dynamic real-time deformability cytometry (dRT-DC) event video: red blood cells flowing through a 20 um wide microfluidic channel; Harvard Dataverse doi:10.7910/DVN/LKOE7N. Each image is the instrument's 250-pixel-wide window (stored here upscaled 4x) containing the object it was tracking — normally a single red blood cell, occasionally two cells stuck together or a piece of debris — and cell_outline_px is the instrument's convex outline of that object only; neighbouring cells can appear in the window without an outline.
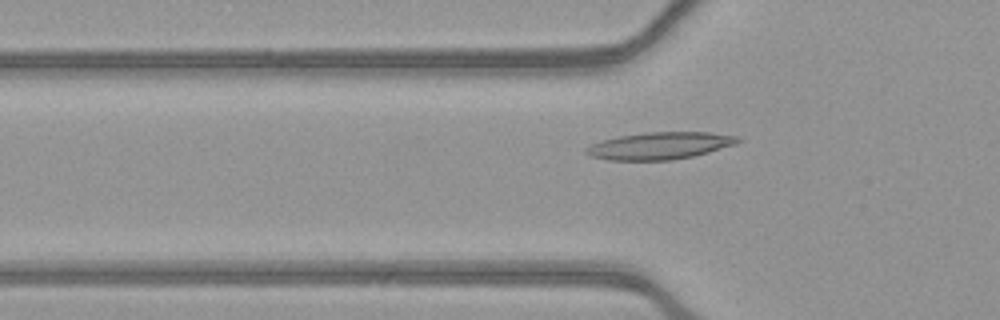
{"species": "common noctule bat (a hibernating species)", "species_latin": "Nyctalus noctula", "temperature_condition": "warm", "stored_images_in_passage": 47, "camera_frame_rate_fps": 3000, "um_per_image_px": 0.085, "animal": {"sex": "female", "body_mass_g": 21.9}, "frame": {"image": 1, "passage_image": 18, "time_ms": 5.667, "image_size_px": [1000, 320], "cell_outline_px": [[740, 140], [736, 144], [708, 152], [692, 156], [672, 160], [608, 160], [592, 156], [584, 152], [584, 148], [592, 144], [604, 140], [620, 136], [648, 132], [708, 132], [736, 136]], "centroid_in_image_um": [56.07, 12.39], "position_along_channel_um": 69.7, "area_um2": 23.7}}
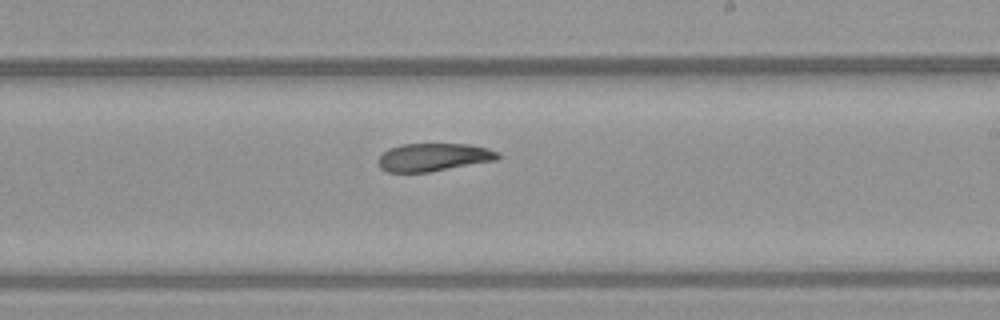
{"frame": {"image": 2, "passage_image": 32, "time_ms": 10.333, "image_size_px": [1000, 320], "cell_outline_px": [[500, 156], [496, 160], [428, 172], [388, 172], [380, 168], [376, 160], [388, 148], [400, 144], [468, 144], [488, 148], [500, 152]], "centroid_in_image_um": [36.83, 13.36], "position_along_channel_um": 252.2, "area_um2": 19.54}}
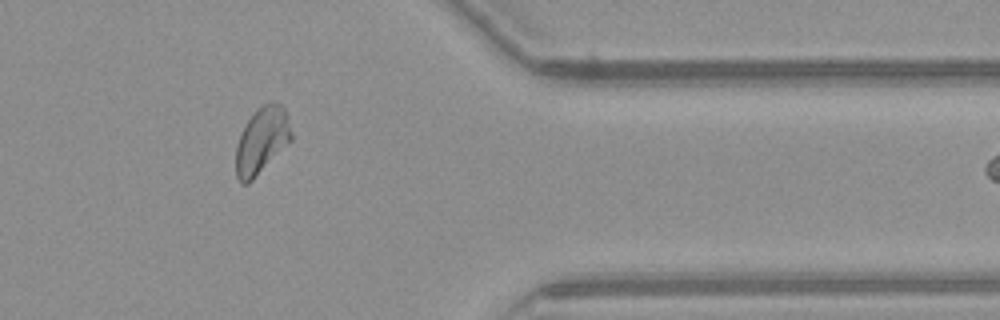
{"frame": {"image": 3, "passage_image": 44, "time_ms": 14.333, "image_size_px": [1000, 320], "cell_outline_px": [[292, 140], [248, 184], [240, 184], [236, 176], [236, 144], [248, 120], [256, 108], [272, 100], [276, 100], [284, 108], [288, 116], [292, 132]], "centroid_in_image_um": [22.26, 11.92], "position_along_channel_um": 389.1, "area_um2": 21.56}}